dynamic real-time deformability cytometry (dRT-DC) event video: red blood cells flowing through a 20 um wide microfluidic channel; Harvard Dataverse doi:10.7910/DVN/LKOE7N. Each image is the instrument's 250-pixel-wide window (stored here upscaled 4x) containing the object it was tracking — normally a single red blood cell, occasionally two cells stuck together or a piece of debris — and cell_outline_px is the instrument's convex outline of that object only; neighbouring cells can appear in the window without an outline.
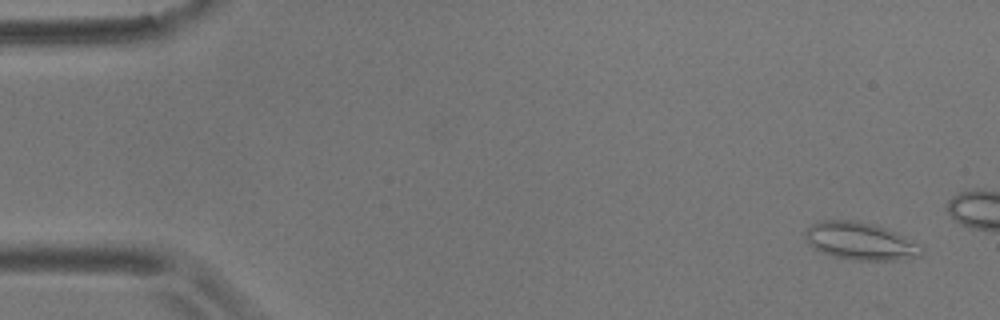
{"species": "common noctule bat (a hibernating species)", "species_latin": "Nyctalus noctula", "temperature_condition": "room temperature", "stored_images_in_passage": 14, "camera_frame_rate_fps": 3000, "um_per_image_px": 0.085, "animal": {"sex": "male", "body_mass_g": 17.9}, "frame": {"image": 1, "passage_image": 3, "time_ms": 0.667, "image_size_px": [1000, 320], "cell_outline_px": [[924, 252], [920, 256], [900, 260], [852, 260], [832, 256], [820, 252], [812, 248], [808, 244], [804, 236], [804, 232], [812, 224], [820, 220], [860, 220], [876, 224], [896, 232], [924, 244]], "centroid_in_image_um": [73.17, 20.49], "position_along_channel_um": 11.8, "area_um2": 26.24}}